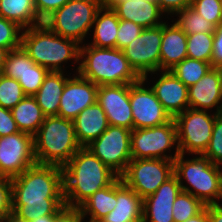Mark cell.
<instances>
[{
    "instance_id": "cell-45",
    "label": "cell",
    "mask_w": 222,
    "mask_h": 222,
    "mask_svg": "<svg viewBox=\"0 0 222 222\" xmlns=\"http://www.w3.org/2000/svg\"><path fill=\"white\" fill-rule=\"evenodd\" d=\"M191 2L192 0H157L159 9L172 15L191 6Z\"/></svg>"
},
{
    "instance_id": "cell-39",
    "label": "cell",
    "mask_w": 222,
    "mask_h": 222,
    "mask_svg": "<svg viewBox=\"0 0 222 222\" xmlns=\"http://www.w3.org/2000/svg\"><path fill=\"white\" fill-rule=\"evenodd\" d=\"M143 29L140 25L132 21L119 20L116 48L120 50L124 49L130 42L139 37Z\"/></svg>"
},
{
    "instance_id": "cell-49",
    "label": "cell",
    "mask_w": 222,
    "mask_h": 222,
    "mask_svg": "<svg viewBox=\"0 0 222 222\" xmlns=\"http://www.w3.org/2000/svg\"><path fill=\"white\" fill-rule=\"evenodd\" d=\"M6 222H27L24 219L18 218L12 212L6 217Z\"/></svg>"
},
{
    "instance_id": "cell-7",
    "label": "cell",
    "mask_w": 222,
    "mask_h": 222,
    "mask_svg": "<svg viewBox=\"0 0 222 222\" xmlns=\"http://www.w3.org/2000/svg\"><path fill=\"white\" fill-rule=\"evenodd\" d=\"M102 7L98 0H69L43 23L57 35L81 44Z\"/></svg>"
},
{
    "instance_id": "cell-5",
    "label": "cell",
    "mask_w": 222,
    "mask_h": 222,
    "mask_svg": "<svg viewBox=\"0 0 222 222\" xmlns=\"http://www.w3.org/2000/svg\"><path fill=\"white\" fill-rule=\"evenodd\" d=\"M21 47L36 64L48 71L61 72V63L71 59L79 62L80 59L79 43L57 35L44 23L21 32Z\"/></svg>"
},
{
    "instance_id": "cell-11",
    "label": "cell",
    "mask_w": 222,
    "mask_h": 222,
    "mask_svg": "<svg viewBox=\"0 0 222 222\" xmlns=\"http://www.w3.org/2000/svg\"><path fill=\"white\" fill-rule=\"evenodd\" d=\"M177 141V128L174 119L165 124L151 128L133 129L131 131L132 159L159 158L172 160L180 154L178 147L174 156L166 151Z\"/></svg>"
},
{
    "instance_id": "cell-21",
    "label": "cell",
    "mask_w": 222,
    "mask_h": 222,
    "mask_svg": "<svg viewBox=\"0 0 222 222\" xmlns=\"http://www.w3.org/2000/svg\"><path fill=\"white\" fill-rule=\"evenodd\" d=\"M114 209L99 222H142L143 199L117 177V201Z\"/></svg>"
},
{
    "instance_id": "cell-10",
    "label": "cell",
    "mask_w": 222,
    "mask_h": 222,
    "mask_svg": "<svg viewBox=\"0 0 222 222\" xmlns=\"http://www.w3.org/2000/svg\"><path fill=\"white\" fill-rule=\"evenodd\" d=\"M131 131L125 127L111 126L86 148L98 157L118 177L127 169L131 156Z\"/></svg>"
},
{
    "instance_id": "cell-8",
    "label": "cell",
    "mask_w": 222,
    "mask_h": 222,
    "mask_svg": "<svg viewBox=\"0 0 222 222\" xmlns=\"http://www.w3.org/2000/svg\"><path fill=\"white\" fill-rule=\"evenodd\" d=\"M215 116L216 113L209 115L207 111L188 108L173 118L180 154L202 155L205 152L212 137Z\"/></svg>"
},
{
    "instance_id": "cell-41",
    "label": "cell",
    "mask_w": 222,
    "mask_h": 222,
    "mask_svg": "<svg viewBox=\"0 0 222 222\" xmlns=\"http://www.w3.org/2000/svg\"><path fill=\"white\" fill-rule=\"evenodd\" d=\"M82 214L77 207H62L56 214L52 215L47 222H83Z\"/></svg>"
},
{
    "instance_id": "cell-22",
    "label": "cell",
    "mask_w": 222,
    "mask_h": 222,
    "mask_svg": "<svg viewBox=\"0 0 222 222\" xmlns=\"http://www.w3.org/2000/svg\"><path fill=\"white\" fill-rule=\"evenodd\" d=\"M187 57V35L173 23L162 24V42L160 46V70L170 71Z\"/></svg>"
},
{
    "instance_id": "cell-40",
    "label": "cell",
    "mask_w": 222,
    "mask_h": 222,
    "mask_svg": "<svg viewBox=\"0 0 222 222\" xmlns=\"http://www.w3.org/2000/svg\"><path fill=\"white\" fill-rule=\"evenodd\" d=\"M12 182L10 178L0 176V217L12 212Z\"/></svg>"
},
{
    "instance_id": "cell-15",
    "label": "cell",
    "mask_w": 222,
    "mask_h": 222,
    "mask_svg": "<svg viewBox=\"0 0 222 222\" xmlns=\"http://www.w3.org/2000/svg\"><path fill=\"white\" fill-rule=\"evenodd\" d=\"M97 102L104 110L109 125L133 130L129 84L98 86Z\"/></svg>"
},
{
    "instance_id": "cell-43",
    "label": "cell",
    "mask_w": 222,
    "mask_h": 222,
    "mask_svg": "<svg viewBox=\"0 0 222 222\" xmlns=\"http://www.w3.org/2000/svg\"><path fill=\"white\" fill-rule=\"evenodd\" d=\"M19 132L11 110L0 107V137Z\"/></svg>"
},
{
    "instance_id": "cell-23",
    "label": "cell",
    "mask_w": 222,
    "mask_h": 222,
    "mask_svg": "<svg viewBox=\"0 0 222 222\" xmlns=\"http://www.w3.org/2000/svg\"><path fill=\"white\" fill-rule=\"evenodd\" d=\"M73 123L76 138L81 147L88 146L109 126L107 116L98 102L82 110Z\"/></svg>"
},
{
    "instance_id": "cell-37",
    "label": "cell",
    "mask_w": 222,
    "mask_h": 222,
    "mask_svg": "<svg viewBox=\"0 0 222 222\" xmlns=\"http://www.w3.org/2000/svg\"><path fill=\"white\" fill-rule=\"evenodd\" d=\"M213 164H222V113L215 116V123L212 130V137L205 152L202 154Z\"/></svg>"
},
{
    "instance_id": "cell-38",
    "label": "cell",
    "mask_w": 222,
    "mask_h": 222,
    "mask_svg": "<svg viewBox=\"0 0 222 222\" xmlns=\"http://www.w3.org/2000/svg\"><path fill=\"white\" fill-rule=\"evenodd\" d=\"M191 7L215 27L222 22L221 0H192Z\"/></svg>"
},
{
    "instance_id": "cell-3",
    "label": "cell",
    "mask_w": 222,
    "mask_h": 222,
    "mask_svg": "<svg viewBox=\"0 0 222 222\" xmlns=\"http://www.w3.org/2000/svg\"><path fill=\"white\" fill-rule=\"evenodd\" d=\"M79 58L84 59L78 74L97 86L133 84L141 79L120 49L80 46Z\"/></svg>"
},
{
    "instance_id": "cell-30",
    "label": "cell",
    "mask_w": 222,
    "mask_h": 222,
    "mask_svg": "<svg viewBox=\"0 0 222 222\" xmlns=\"http://www.w3.org/2000/svg\"><path fill=\"white\" fill-rule=\"evenodd\" d=\"M178 20L175 22L186 34L214 33L215 26L196 12L191 6L177 12Z\"/></svg>"
},
{
    "instance_id": "cell-1",
    "label": "cell",
    "mask_w": 222,
    "mask_h": 222,
    "mask_svg": "<svg viewBox=\"0 0 222 222\" xmlns=\"http://www.w3.org/2000/svg\"><path fill=\"white\" fill-rule=\"evenodd\" d=\"M11 182L12 213L18 218L31 222L65 206L61 167L36 163Z\"/></svg>"
},
{
    "instance_id": "cell-12",
    "label": "cell",
    "mask_w": 222,
    "mask_h": 222,
    "mask_svg": "<svg viewBox=\"0 0 222 222\" xmlns=\"http://www.w3.org/2000/svg\"><path fill=\"white\" fill-rule=\"evenodd\" d=\"M162 24L145 28L139 37L122 49L135 72L145 81L149 73L160 71Z\"/></svg>"
},
{
    "instance_id": "cell-35",
    "label": "cell",
    "mask_w": 222,
    "mask_h": 222,
    "mask_svg": "<svg viewBox=\"0 0 222 222\" xmlns=\"http://www.w3.org/2000/svg\"><path fill=\"white\" fill-rule=\"evenodd\" d=\"M26 71V52L22 47L8 51L1 74L18 80Z\"/></svg>"
},
{
    "instance_id": "cell-4",
    "label": "cell",
    "mask_w": 222,
    "mask_h": 222,
    "mask_svg": "<svg viewBox=\"0 0 222 222\" xmlns=\"http://www.w3.org/2000/svg\"><path fill=\"white\" fill-rule=\"evenodd\" d=\"M34 157L37 164L63 168L81 148L73 120L46 116L33 136Z\"/></svg>"
},
{
    "instance_id": "cell-9",
    "label": "cell",
    "mask_w": 222,
    "mask_h": 222,
    "mask_svg": "<svg viewBox=\"0 0 222 222\" xmlns=\"http://www.w3.org/2000/svg\"><path fill=\"white\" fill-rule=\"evenodd\" d=\"M174 175V162L167 159H132L121 176L122 181L142 199L153 194Z\"/></svg>"
},
{
    "instance_id": "cell-2",
    "label": "cell",
    "mask_w": 222,
    "mask_h": 222,
    "mask_svg": "<svg viewBox=\"0 0 222 222\" xmlns=\"http://www.w3.org/2000/svg\"><path fill=\"white\" fill-rule=\"evenodd\" d=\"M62 170L64 200L69 207L79 208L118 177L86 147H81Z\"/></svg>"
},
{
    "instance_id": "cell-51",
    "label": "cell",
    "mask_w": 222,
    "mask_h": 222,
    "mask_svg": "<svg viewBox=\"0 0 222 222\" xmlns=\"http://www.w3.org/2000/svg\"><path fill=\"white\" fill-rule=\"evenodd\" d=\"M102 5H109L113 0H98Z\"/></svg>"
},
{
    "instance_id": "cell-42",
    "label": "cell",
    "mask_w": 222,
    "mask_h": 222,
    "mask_svg": "<svg viewBox=\"0 0 222 222\" xmlns=\"http://www.w3.org/2000/svg\"><path fill=\"white\" fill-rule=\"evenodd\" d=\"M69 0H34L38 17L44 21L54 11L61 8Z\"/></svg>"
},
{
    "instance_id": "cell-48",
    "label": "cell",
    "mask_w": 222,
    "mask_h": 222,
    "mask_svg": "<svg viewBox=\"0 0 222 222\" xmlns=\"http://www.w3.org/2000/svg\"><path fill=\"white\" fill-rule=\"evenodd\" d=\"M8 51L2 47H0V73L3 67V64L5 62L6 59V55H7Z\"/></svg>"
},
{
    "instance_id": "cell-36",
    "label": "cell",
    "mask_w": 222,
    "mask_h": 222,
    "mask_svg": "<svg viewBox=\"0 0 222 222\" xmlns=\"http://www.w3.org/2000/svg\"><path fill=\"white\" fill-rule=\"evenodd\" d=\"M22 28L15 22L0 17V47L7 51L15 50L21 47Z\"/></svg>"
},
{
    "instance_id": "cell-29",
    "label": "cell",
    "mask_w": 222,
    "mask_h": 222,
    "mask_svg": "<svg viewBox=\"0 0 222 222\" xmlns=\"http://www.w3.org/2000/svg\"><path fill=\"white\" fill-rule=\"evenodd\" d=\"M211 68L209 62L186 57L170 71L189 88L197 83Z\"/></svg>"
},
{
    "instance_id": "cell-16",
    "label": "cell",
    "mask_w": 222,
    "mask_h": 222,
    "mask_svg": "<svg viewBox=\"0 0 222 222\" xmlns=\"http://www.w3.org/2000/svg\"><path fill=\"white\" fill-rule=\"evenodd\" d=\"M98 86L79 74L67 79L59 104L58 116L74 120L77 115L97 102Z\"/></svg>"
},
{
    "instance_id": "cell-25",
    "label": "cell",
    "mask_w": 222,
    "mask_h": 222,
    "mask_svg": "<svg viewBox=\"0 0 222 222\" xmlns=\"http://www.w3.org/2000/svg\"><path fill=\"white\" fill-rule=\"evenodd\" d=\"M119 20L111 7L103 5L96 14L93 23V26L95 25L93 43L89 45L98 48H116Z\"/></svg>"
},
{
    "instance_id": "cell-19",
    "label": "cell",
    "mask_w": 222,
    "mask_h": 222,
    "mask_svg": "<svg viewBox=\"0 0 222 222\" xmlns=\"http://www.w3.org/2000/svg\"><path fill=\"white\" fill-rule=\"evenodd\" d=\"M163 72L151 87L164 109L174 118L189 107L188 87L171 71Z\"/></svg>"
},
{
    "instance_id": "cell-31",
    "label": "cell",
    "mask_w": 222,
    "mask_h": 222,
    "mask_svg": "<svg viewBox=\"0 0 222 222\" xmlns=\"http://www.w3.org/2000/svg\"><path fill=\"white\" fill-rule=\"evenodd\" d=\"M213 41L214 33L187 35V57L211 64Z\"/></svg>"
},
{
    "instance_id": "cell-46",
    "label": "cell",
    "mask_w": 222,
    "mask_h": 222,
    "mask_svg": "<svg viewBox=\"0 0 222 222\" xmlns=\"http://www.w3.org/2000/svg\"><path fill=\"white\" fill-rule=\"evenodd\" d=\"M209 222H222V205H208Z\"/></svg>"
},
{
    "instance_id": "cell-50",
    "label": "cell",
    "mask_w": 222,
    "mask_h": 222,
    "mask_svg": "<svg viewBox=\"0 0 222 222\" xmlns=\"http://www.w3.org/2000/svg\"><path fill=\"white\" fill-rule=\"evenodd\" d=\"M51 216H52V215L38 217L37 219L32 220L31 222H47V220H48Z\"/></svg>"
},
{
    "instance_id": "cell-44",
    "label": "cell",
    "mask_w": 222,
    "mask_h": 222,
    "mask_svg": "<svg viewBox=\"0 0 222 222\" xmlns=\"http://www.w3.org/2000/svg\"><path fill=\"white\" fill-rule=\"evenodd\" d=\"M211 67L222 68V22L215 27Z\"/></svg>"
},
{
    "instance_id": "cell-47",
    "label": "cell",
    "mask_w": 222,
    "mask_h": 222,
    "mask_svg": "<svg viewBox=\"0 0 222 222\" xmlns=\"http://www.w3.org/2000/svg\"><path fill=\"white\" fill-rule=\"evenodd\" d=\"M185 222H209L208 205L200 213H198L192 218H189Z\"/></svg>"
},
{
    "instance_id": "cell-52",
    "label": "cell",
    "mask_w": 222,
    "mask_h": 222,
    "mask_svg": "<svg viewBox=\"0 0 222 222\" xmlns=\"http://www.w3.org/2000/svg\"><path fill=\"white\" fill-rule=\"evenodd\" d=\"M0 222H6V217H0Z\"/></svg>"
},
{
    "instance_id": "cell-17",
    "label": "cell",
    "mask_w": 222,
    "mask_h": 222,
    "mask_svg": "<svg viewBox=\"0 0 222 222\" xmlns=\"http://www.w3.org/2000/svg\"><path fill=\"white\" fill-rule=\"evenodd\" d=\"M180 192L181 186L178 178L173 175L153 194L143 199L142 222H174L173 203Z\"/></svg>"
},
{
    "instance_id": "cell-27",
    "label": "cell",
    "mask_w": 222,
    "mask_h": 222,
    "mask_svg": "<svg viewBox=\"0 0 222 222\" xmlns=\"http://www.w3.org/2000/svg\"><path fill=\"white\" fill-rule=\"evenodd\" d=\"M0 17L15 22L22 29L42 24L34 0H0Z\"/></svg>"
},
{
    "instance_id": "cell-33",
    "label": "cell",
    "mask_w": 222,
    "mask_h": 222,
    "mask_svg": "<svg viewBox=\"0 0 222 222\" xmlns=\"http://www.w3.org/2000/svg\"><path fill=\"white\" fill-rule=\"evenodd\" d=\"M205 207L199 199L181 190L173 203V220L174 222H185L200 213Z\"/></svg>"
},
{
    "instance_id": "cell-18",
    "label": "cell",
    "mask_w": 222,
    "mask_h": 222,
    "mask_svg": "<svg viewBox=\"0 0 222 222\" xmlns=\"http://www.w3.org/2000/svg\"><path fill=\"white\" fill-rule=\"evenodd\" d=\"M188 99L191 109L207 111L217 106L215 113H222L221 68L212 67L197 83L190 86Z\"/></svg>"
},
{
    "instance_id": "cell-24",
    "label": "cell",
    "mask_w": 222,
    "mask_h": 222,
    "mask_svg": "<svg viewBox=\"0 0 222 222\" xmlns=\"http://www.w3.org/2000/svg\"><path fill=\"white\" fill-rule=\"evenodd\" d=\"M63 71H49L44 81L34 95L45 116H58L60 98L67 81Z\"/></svg>"
},
{
    "instance_id": "cell-6",
    "label": "cell",
    "mask_w": 222,
    "mask_h": 222,
    "mask_svg": "<svg viewBox=\"0 0 222 222\" xmlns=\"http://www.w3.org/2000/svg\"><path fill=\"white\" fill-rule=\"evenodd\" d=\"M173 162L174 175L182 191L190 193L205 206L219 204L218 199H222V170L219 165L213 164L203 155L184 160V154H179ZM182 177L193 190L183 185Z\"/></svg>"
},
{
    "instance_id": "cell-14",
    "label": "cell",
    "mask_w": 222,
    "mask_h": 222,
    "mask_svg": "<svg viewBox=\"0 0 222 222\" xmlns=\"http://www.w3.org/2000/svg\"><path fill=\"white\" fill-rule=\"evenodd\" d=\"M145 80L129 84L133 129L151 128L170 122L173 118L157 99L153 89L143 87Z\"/></svg>"
},
{
    "instance_id": "cell-32",
    "label": "cell",
    "mask_w": 222,
    "mask_h": 222,
    "mask_svg": "<svg viewBox=\"0 0 222 222\" xmlns=\"http://www.w3.org/2000/svg\"><path fill=\"white\" fill-rule=\"evenodd\" d=\"M48 70L36 64L26 53V71L18 79L26 96H34L40 89Z\"/></svg>"
},
{
    "instance_id": "cell-34",
    "label": "cell",
    "mask_w": 222,
    "mask_h": 222,
    "mask_svg": "<svg viewBox=\"0 0 222 222\" xmlns=\"http://www.w3.org/2000/svg\"><path fill=\"white\" fill-rule=\"evenodd\" d=\"M25 96L18 80L0 73V107L11 110Z\"/></svg>"
},
{
    "instance_id": "cell-20",
    "label": "cell",
    "mask_w": 222,
    "mask_h": 222,
    "mask_svg": "<svg viewBox=\"0 0 222 222\" xmlns=\"http://www.w3.org/2000/svg\"><path fill=\"white\" fill-rule=\"evenodd\" d=\"M108 6L120 20L132 21L144 29L163 24L159 20L163 12L157 1L113 0Z\"/></svg>"
},
{
    "instance_id": "cell-13",
    "label": "cell",
    "mask_w": 222,
    "mask_h": 222,
    "mask_svg": "<svg viewBox=\"0 0 222 222\" xmlns=\"http://www.w3.org/2000/svg\"><path fill=\"white\" fill-rule=\"evenodd\" d=\"M35 164L32 135L19 131L0 137V176L12 179Z\"/></svg>"
},
{
    "instance_id": "cell-26",
    "label": "cell",
    "mask_w": 222,
    "mask_h": 222,
    "mask_svg": "<svg viewBox=\"0 0 222 222\" xmlns=\"http://www.w3.org/2000/svg\"><path fill=\"white\" fill-rule=\"evenodd\" d=\"M117 201V178L103 189L96 191L79 207L84 218L87 214L91 217L88 222H99L110 213Z\"/></svg>"
},
{
    "instance_id": "cell-28",
    "label": "cell",
    "mask_w": 222,
    "mask_h": 222,
    "mask_svg": "<svg viewBox=\"0 0 222 222\" xmlns=\"http://www.w3.org/2000/svg\"><path fill=\"white\" fill-rule=\"evenodd\" d=\"M11 112L19 131L32 136L37 133L46 117L34 96H25Z\"/></svg>"
}]
</instances>
